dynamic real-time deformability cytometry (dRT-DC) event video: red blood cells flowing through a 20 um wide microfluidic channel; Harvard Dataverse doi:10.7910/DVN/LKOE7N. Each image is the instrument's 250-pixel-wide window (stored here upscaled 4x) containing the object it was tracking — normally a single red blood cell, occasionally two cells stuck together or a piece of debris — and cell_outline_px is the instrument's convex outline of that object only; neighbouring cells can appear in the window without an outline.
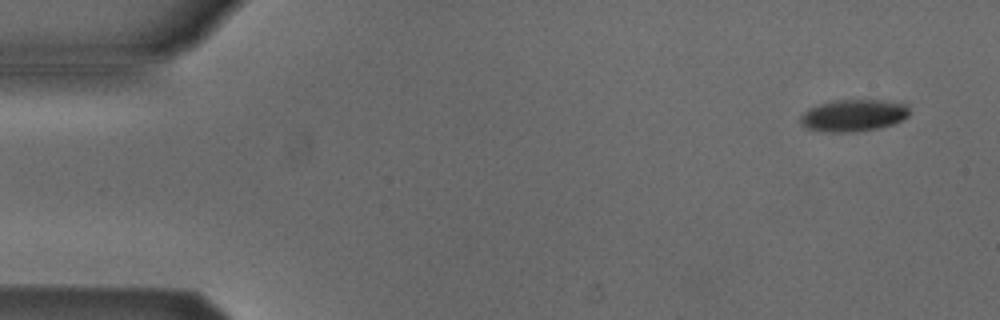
{"species": "Egyptian fruit bat (a non-hibernating species)", "species_latin": "Rousettus aegyptiacus", "temperature_condition": "cold", "stored_images_in_passage": 5, "camera_frame_rate_fps": 3000, "um_per_image_px": 0.085, "animal": {"sex": "male"}, "frame": {"image": 1, "passage_image": 5, "time_ms": 1.333, "image_size_px": [1000, 320], "cell_outline_px": [[912, 112], [904, 120], [880, 128], [848, 132], [832, 132], [808, 128], [800, 124], [800, 116], [808, 108], [832, 100], [884, 100], [908, 104]], "centroid_in_image_um": [72.6, 9.79], "position_along_channel_um": 12.4, "area_um2": 20.46}}